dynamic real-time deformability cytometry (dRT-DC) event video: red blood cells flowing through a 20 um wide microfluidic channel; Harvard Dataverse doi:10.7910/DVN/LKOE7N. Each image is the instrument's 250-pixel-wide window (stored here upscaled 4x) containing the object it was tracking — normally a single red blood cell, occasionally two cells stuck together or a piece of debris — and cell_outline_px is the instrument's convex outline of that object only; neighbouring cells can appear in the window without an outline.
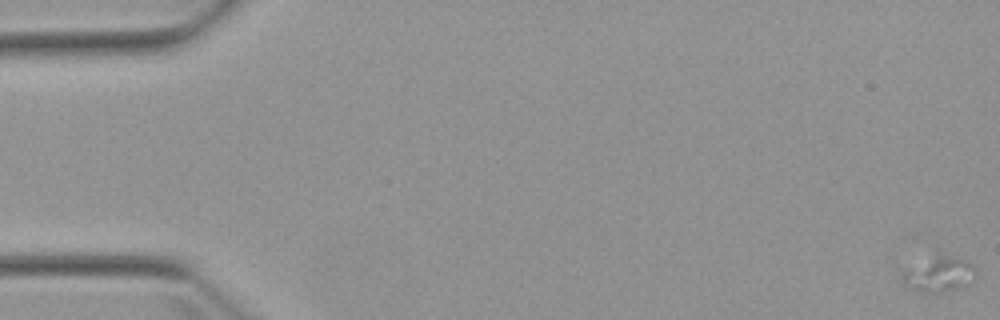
{"species": "Egyptian fruit bat (a non-hibernating species)", "species_latin": "Rousettus aegyptiacus", "temperature_condition": "warm", "stored_images_in_passage": 4, "camera_frame_rate_fps": 3000, "um_per_image_px": 0.085, "animal": {"sex": "female"}, "frame": {"image": 1, "passage_image": 1, "time_ms": 0.0, "image_size_px": [1000, 320], "cell_outline_px": [[976, 272], [972, 280], [968, 284], [936, 296], [920, 292], [912, 288], [904, 280], [904, 272], [936, 248], [964, 260], [972, 264], [976, 268]], "centroid_in_image_um": [79.85, 23.24], "position_along_channel_um": 5.2, "area_um2": 16.01}}